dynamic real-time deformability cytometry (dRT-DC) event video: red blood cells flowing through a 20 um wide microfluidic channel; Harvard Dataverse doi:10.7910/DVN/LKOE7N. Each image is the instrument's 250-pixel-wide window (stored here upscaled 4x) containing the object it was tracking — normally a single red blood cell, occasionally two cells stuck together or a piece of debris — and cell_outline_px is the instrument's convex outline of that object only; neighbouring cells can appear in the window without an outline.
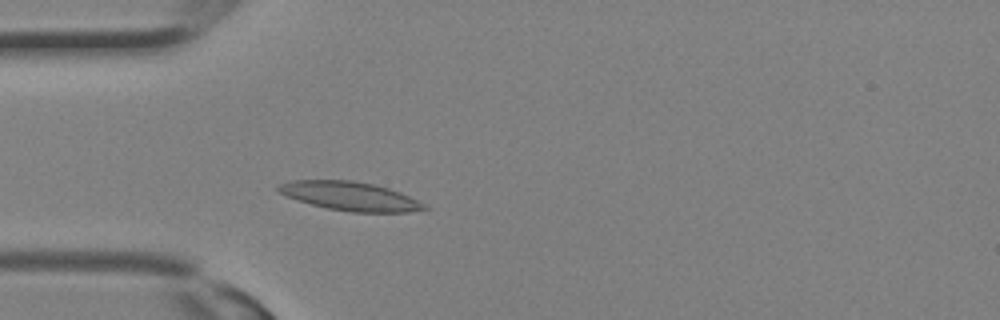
{"species": "Egyptian fruit bat (a non-hibernating species)", "species_latin": "Rousettus aegyptiacus", "temperature_condition": "room temperature", "stored_images_in_passage": 17, "camera_frame_rate_fps": 3000, "um_per_image_px": 0.085, "animal": {"sex": "female"}, "frame": {"image": 1, "passage_image": 7, "time_ms": 2.0, "image_size_px": [1000, 320], "cell_outline_px": [[428, 208], [408, 212], [352, 212], [328, 208], [312, 204], [288, 196], [280, 192], [276, 188], [280, 184], [292, 180], [352, 180], [376, 184], [400, 192], [424, 204]], "centroid_in_image_um": [29.77, 16.66], "position_along_channel_um": 55.2, "area_um2": 24.1}}
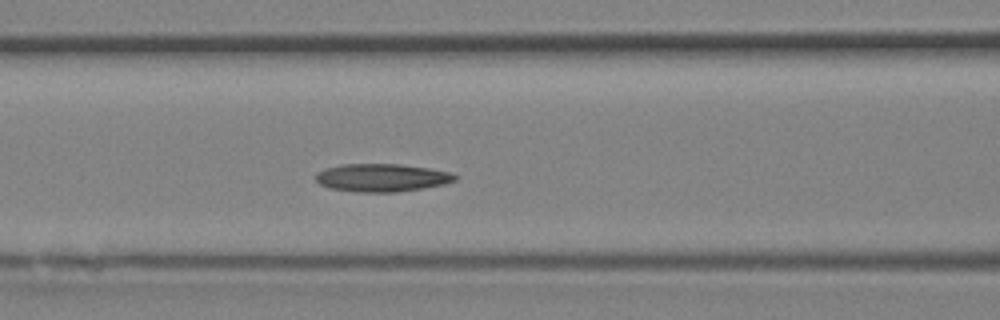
{"frame": {"image": 2, "passage_image": 11, "time_ms": 3.333, "image_size_px": [1000, 320], "cell_outline_px": [[460, 176], [456, 180], [444, 184], [424, 188], [396, 192], [360, 192], [328, 188], [320, 184], [316, 180], [316, 172], [324, 168], [344, 164], [400, 164], [428, 168], [452, 172]], "centroid_in_image_um": [32.47, 15.1], "position_along_channel_um": 134.1, "area_um2": 22.83}}
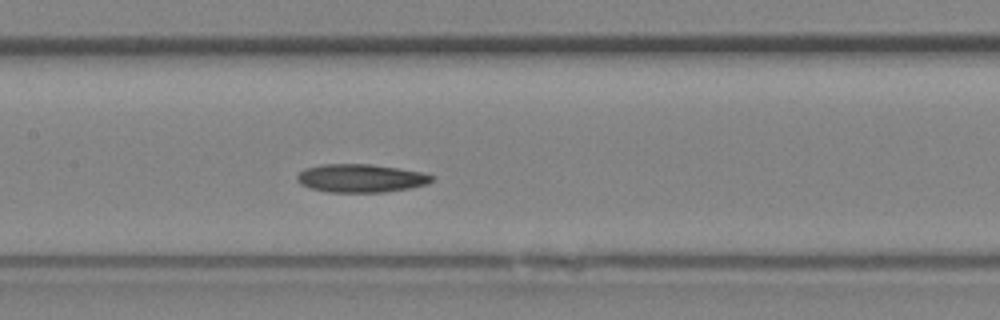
{"frame": {"image": 3, "passage_image": 13, "time_ms": 4.0, "image_size_px": [1000, 320], "cell_outline_px": [[436, 176], [428, 184], [412, 188], [384, 192], [328, 192], [312, 188], [300, 184], [296, 180], [296, 176], [304, 168], [324, 164], [368, 164], [400, 168], [420, 172]], "centroid_in_image_um": [30.68, 15.15], "position_along_channel_um": 176.7, "area_um2": 22.25}}